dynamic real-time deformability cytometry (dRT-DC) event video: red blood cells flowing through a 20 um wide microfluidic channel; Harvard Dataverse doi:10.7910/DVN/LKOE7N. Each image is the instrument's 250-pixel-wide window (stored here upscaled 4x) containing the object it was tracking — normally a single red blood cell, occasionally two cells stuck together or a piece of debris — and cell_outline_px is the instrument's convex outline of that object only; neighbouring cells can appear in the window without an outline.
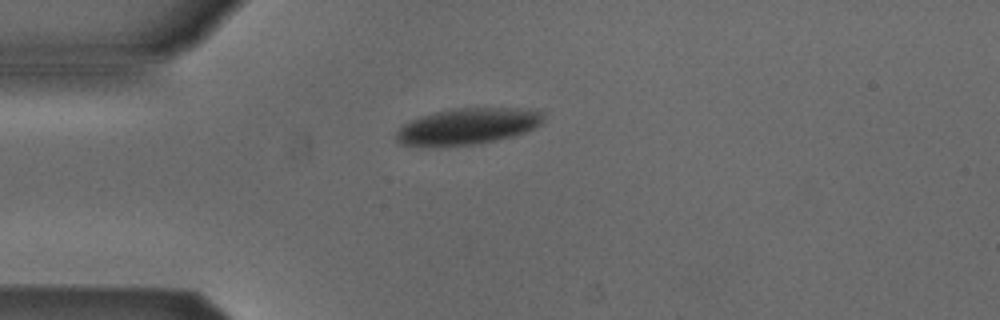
{"species": "Egyptian fruit bat (a non-hibernating species)", "species_latin": "Rousettus aegyptiacus", "temperature_condition": "cold", "stored_images_in_passage": 1, "camera_frame_rate_fps": 3000, "um_per_image_px": 0.085, "animal": {"sex": "male"}, "frame": {"image": 1, "passage_image": 1, "time_ms": 0.0, "image_size_px": [1000, 320], "cell_outline_px": [[544, 120], [540, 124], [524, 132], [512, 136], [496, 140], [472, 144], [444, 148], [400, 144], [396, 140], [396, 132], [404, 124], [420, 116], [436, 112], [456, 108], [540, 108], [544, 112]], "centroid_in_image_um": [39.77, 10.74], "position_along_channel_um": 45.2, "area_um2": 31.5}}